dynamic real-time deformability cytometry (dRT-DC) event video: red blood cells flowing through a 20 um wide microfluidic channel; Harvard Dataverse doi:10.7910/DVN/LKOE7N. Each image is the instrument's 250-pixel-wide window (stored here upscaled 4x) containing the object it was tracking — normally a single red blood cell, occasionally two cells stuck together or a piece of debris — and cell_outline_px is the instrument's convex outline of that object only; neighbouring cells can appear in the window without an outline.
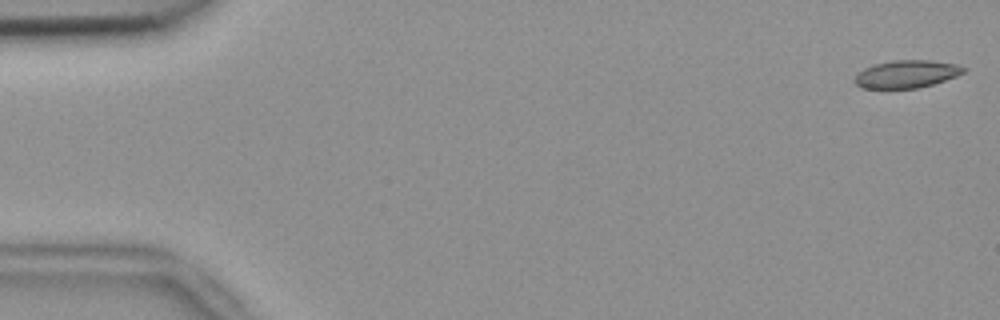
{"species": "common noctule bat (a hibernating species)", "species_latin": "Nyctalus noctula", "temperature_condition": "room temperature", "stored_images_in_passage": 53, "camera_frame_rate_fps": 3000, "um_per_image_px": 0.085, "animal": {"sex": "female", "body_mass_g": 18.4}, "frame": {"image": 1, "passage_image": 1, "time_ms": 0.0, "image_size_px": [1000, 320], "cell_outline_px": [[968, 68], [964, 72], [956, 76], [920, 88], [860, 88], [852, 80], [864, 68], [872, 64], [892, 60], [932, 60], [956, 64]], "centroid_in_image_um": [77.05, 6.29], "position_along_channel_um": 8.0, "area_um2": 17.63}}
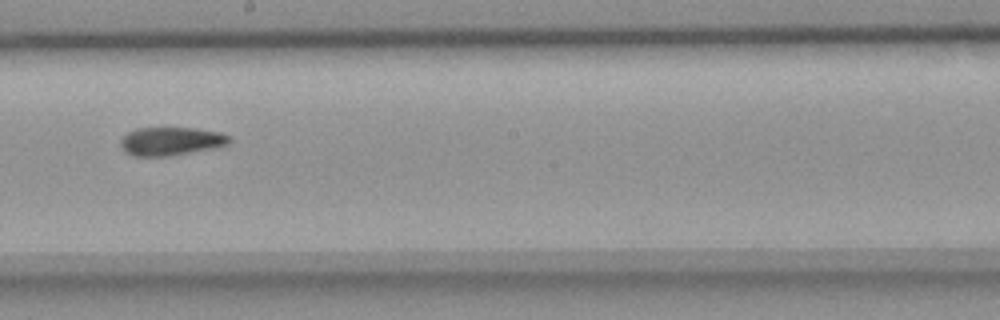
{"frame": {"image": 2, "passage_image": 30, "time_ms": 9.667, "image_size_px": [1000, 320], "cell_outline_px": [[232, 140], [228, 144], [212, 148], [172, 156], [132, 156], [124, 152], [120, 148], [120, 140], [128, 132], [136, 128], [192, 128], [220, 132], [228, 136]], "centroid_in_image_um": [14.48, 12.01], "position_along_channel_um": 233.7, "area_um2": 18.03}}
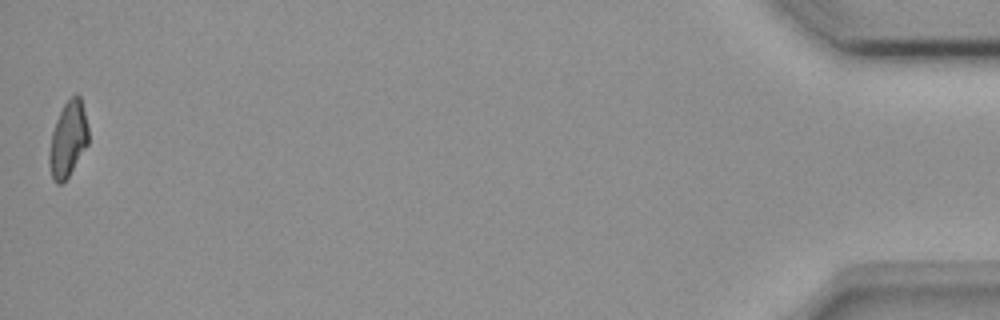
{"frame": {"image": 3, "passage_image": 53, "time_ms": 17.333, "image_size_px": [1000, 320], "cell_outline_px": [[88, 144], [68, 176], [60, 184], [56, 184], [52, 176], [48, 160], [48, 156], [52, 132], [56, 120], [64, 104], [76, 92], [80, 96], [88, 128]], "centroid_in_image_um": [5.78, 11.82], "position_along_channel_um": 429.4, "area_um2": 16.94}, "authors_computed_cell_mechanics": {"area_um2": 18.0914, "velocity_mm_per_s": 3.7857, "shape_relaxation_time_tau1_ms": null, "shape_relaxation_time_tau2_ms": 3.374, "deformation_change_tau1": null, "deformation_change_tau2": 0.0923}}